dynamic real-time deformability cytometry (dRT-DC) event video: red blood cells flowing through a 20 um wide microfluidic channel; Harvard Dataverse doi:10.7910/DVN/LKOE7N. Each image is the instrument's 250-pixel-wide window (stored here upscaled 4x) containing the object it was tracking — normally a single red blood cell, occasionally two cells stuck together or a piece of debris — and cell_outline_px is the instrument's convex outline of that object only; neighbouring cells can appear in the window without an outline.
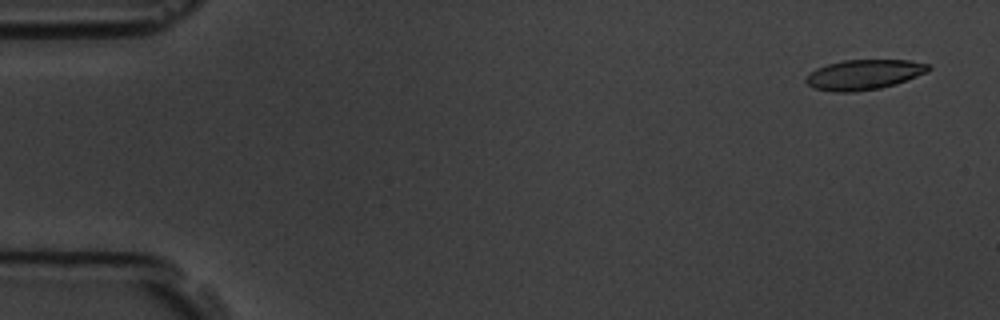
{"species": "common noctule bat (a hibernating species)", "species_latin": "Nyctalus noctula", "temperature_condition": "room temperature", "stored_images_in_passage": 6, "camera_frame_rate_fps": 3000, "um_per_image_px": 0.085, "animal": {"sex": "male", "body_mass_g": 19.5, "forearm_length_mm": 54.6}, "frame": {"image": 1, "passage_image": 1, "time_ms": 0.0, "image_size_px": [1000, 320], "cell_outline_px": [[932, 68], [928, 72], [896, 84], [880, 88], [852, 92], [836, 92], [812, 88], [804, 80], [816, 68], [828, 64], [844, 60], [912, 60], [932, 64]], "centroid_in_image_um": [73.49, 6.34], "position_along_channel_um": 11.5, "area_um2": 21.56}}
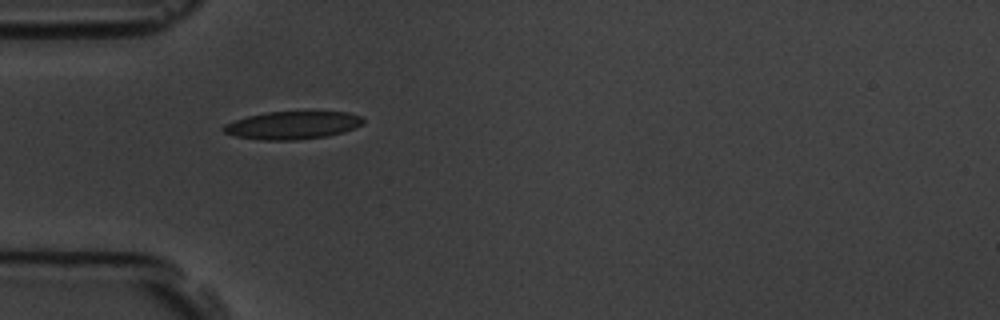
{"frame": {"image": 2, "passage_image": 5, "time_ms": 4.667, "image_size_px": [1000, 320], "cell_outline_px": [[364, 124], [356, 128], [344, 132], [328, 136], [296, 140], [264, 140], [236, 136], [224, 132], [220, 128], [224, 124], [248, 116], [268, 112], [348, 112], [360, 116], [364, 120]], "centroid_in_image_um": [24.89, 10.65], "position_along_channel_um": 60.1, "area_um2": 22.66}}
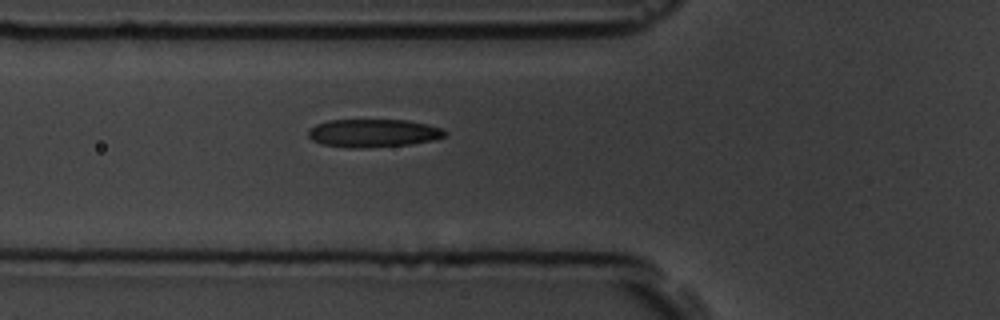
{"frame": {"image": 3, "passage_image": 6, "time_ms": 5.667, "image_size_px": [1000, 320], "cell_outline_px": [[448, 132], [444, 136], [436, 140], [412, 144], [364, 148], [348, 148], [320, 144], [312, 140], [308, 136], [308, 132], [316, 124], [328, 120], [408, 120], [428, 124], [444, 128]], "centroid_in_image_um": [31.77, 11.32], "position_along_channel_um": 94.0, "area_um2": 22.66}}